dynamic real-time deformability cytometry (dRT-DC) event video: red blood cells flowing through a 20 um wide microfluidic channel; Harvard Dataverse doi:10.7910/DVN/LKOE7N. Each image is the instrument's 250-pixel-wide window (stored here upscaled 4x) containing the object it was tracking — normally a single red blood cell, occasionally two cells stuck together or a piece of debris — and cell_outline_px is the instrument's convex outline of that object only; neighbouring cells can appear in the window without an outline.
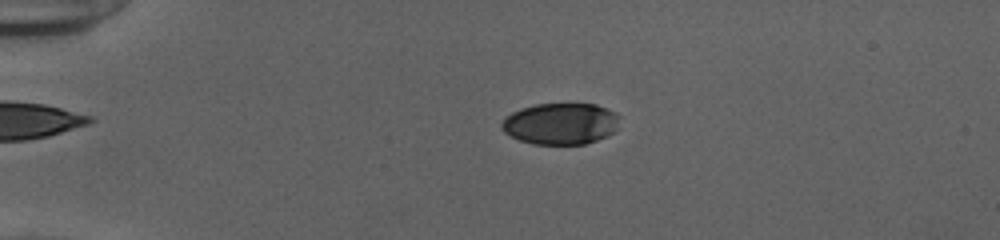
{"species": "human", "species_latin": "Homo sapiens", "temperature_condition": "cold", "stored_images_in_passage": 53, "camera_frame_rate_fps": 3000, "um_per_image_px": 0.085, "donor": {"sex": "female"}, "frame": {"image": 1, "passage_image": 13, "time_ms": 4.0, "image_size_px": [1000, 240], "cell_outline_px": [[620, 116], [616, 128], [608, 136], [584, 144], [532, 144], [520, 140], [504, 132], [500, 128], [500, 124], [512, 112], [520, 108], [536, 104], [596, 104], [608, 108], [616, 112]], "centroid_in_image_um": [47.66, 10.51], "position_along_channel_um": 37.3, "area_um2": 28.55}}
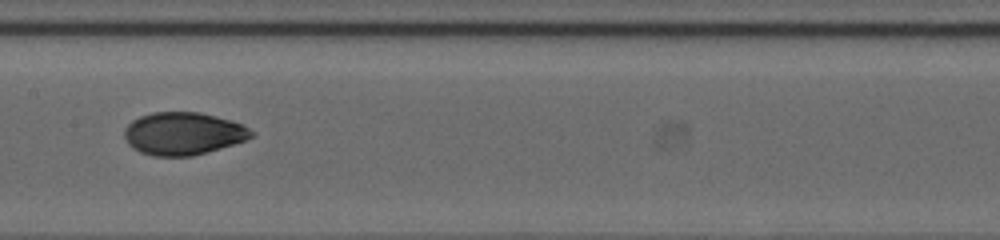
{"frame": {"image": 2, "passage_image": 29, "time_ms": 9.333, "image_size_px": [1000, 240], "cell_outline_px": [[256, 136], [248, 140], [192, 156], [152, 156], [140, 152], [132, 148], [128, 144], [124, 136], [124, 128], [132, 120], [140, 116], [152, 112], [200, 112], [232, 120], [256, 132]], "centroid_in_image_um": [15.58, 11.35], "position_along_channel_um": 191.8, "area_um2": 31.85}}
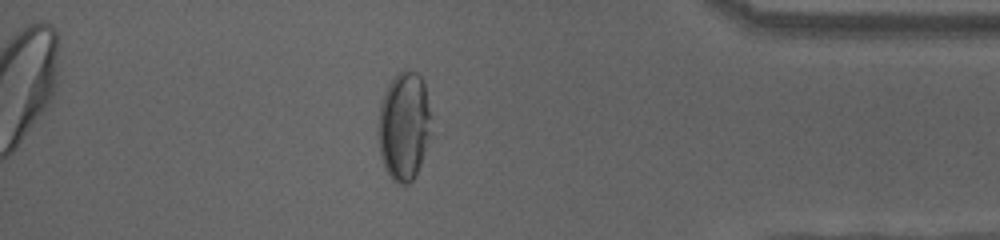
{"frame": {"image": 3, "passage_image": 47, "time_ms": 15.333, "image_size_px": [1000, 240], "cell_outline_px": [[432, 136], [420, 164], [412, 180], [408, 184], [400, 184], [392, 180], [388, 176], [384, 168], [380, 156], [376, 128], [376, 124], [380, 104], [384, 92], [388, 84], [396, 72], [404, 68], [408, 68], [416, 72], [420, 76], [424, 84], [432, 116]], "centroid_in_image_um": [34.33, 10.69], "position_along_channel_um": 400.9, "area_um2": 34.8}, "authors_computed_cell_mechanics": {"area_um2": 31.0386, "velocity_mm_per_s": 3.9099, "shape_relaxation_time_tau1_ms": 7.5738, "shape_relaxation_time_tau2_ms": 1.3519, "deformation_change_tau1": 0.2055, "deformation_change_tau2": 0.0445}}